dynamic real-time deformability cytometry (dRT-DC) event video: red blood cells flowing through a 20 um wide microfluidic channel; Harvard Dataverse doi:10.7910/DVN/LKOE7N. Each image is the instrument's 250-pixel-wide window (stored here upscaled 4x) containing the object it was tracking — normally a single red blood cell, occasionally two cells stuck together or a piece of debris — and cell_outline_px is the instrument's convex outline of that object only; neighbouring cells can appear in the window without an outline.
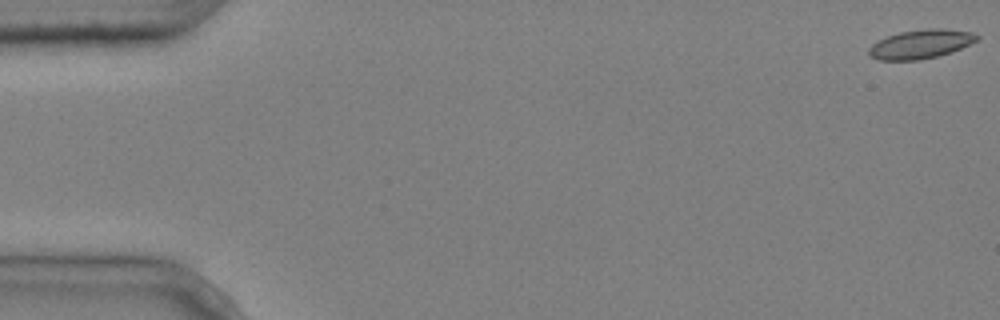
{"species": "common noctule bat (a hibernating species)", "species_latin": "Nyctalus noctula", "temperature_condition": "cold", "stored_images_in_passage": 8, "camera_frame_rate_fps": 3000, "um_per_image_px": 0.085, "animal": {"sex": "male", "body_mass_g": 20.4}, "frame": {"image": 1, "passage_image": 1, "time_ms": 0.0, "image_size_px": [1000, 320], "cell_outline_px": [[980, 36], [976, 40], [952, 52], [920, 60], [880, 60], [872, 56], [868, 52], [868, 48], [872, 44], [888, 36], [900, 32], [928, 28], [944, 28], [972, 32]], "centroid_in_image_um": [78.27, 3.74], "position_along_channel_um": 6.7, "area_um2": 18.03}}
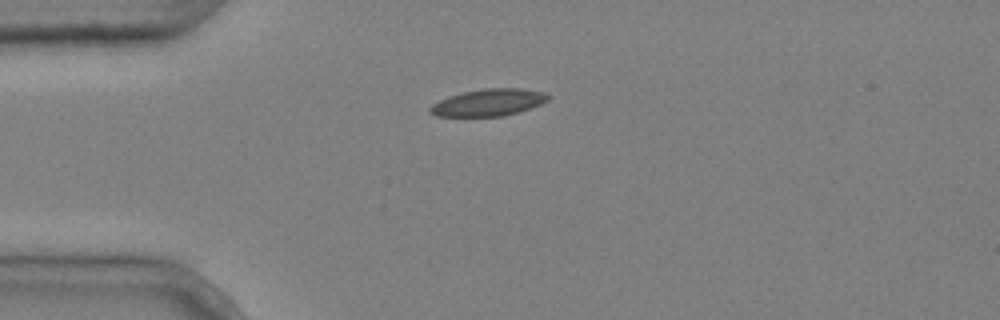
{"frame": {"image": 2, "passage_image": 4, "time_ms": 1.0, "image_size_px": [1000, 320], "cell_outline_px": [[552, 96], [548, 100], [540, 104], [504, 116], [436, 116], [428, 112], [428, 108], [432, 104], [448, 96], [464, 92], [484, 88], [524, 88], [544, 92]], "centroid_in_image_um": [41.51, 8.7], "position_along_channel_um": 43.5, "area_um2": 18.55}}